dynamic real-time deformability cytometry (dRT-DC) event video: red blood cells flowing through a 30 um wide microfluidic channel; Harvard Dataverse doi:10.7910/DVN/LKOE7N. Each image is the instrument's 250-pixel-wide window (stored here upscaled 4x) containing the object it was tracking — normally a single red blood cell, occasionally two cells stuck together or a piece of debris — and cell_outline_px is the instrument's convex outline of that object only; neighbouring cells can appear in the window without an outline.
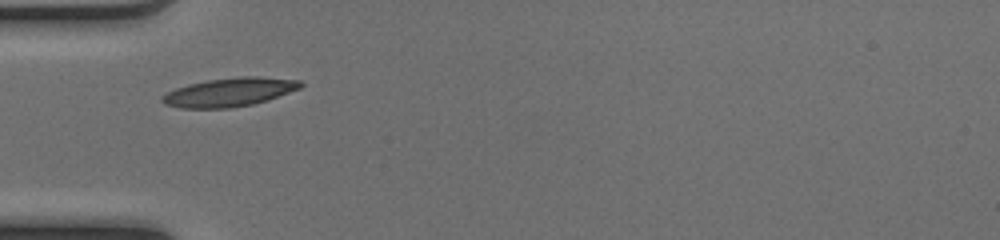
{"species": "common noctule bat (a hibernating species)", "species_latin": "Nyctalus noctula", "temperature_condition": "cold", "stored_images_in_passage": 22, "camera_frame_rate_fps": 3000, "um_per_image_px": 0.085, "animal": {"sex": "female", "body_mass_g": 17.0, "forearm_length_mm": 48.0}, "frame": {"image": 1, "passage_image": 1, "time_ms": 0.0, "image_size_px": [1000, 240], "cell_outline_px": [[304, 84], [300, 88], [252, 104], [228, 108], [180, 108], [164, 104], [160, 100], [160, 96], [176, 88], [188, 84], [208, 80], [240, 76], [256, 76], [300, 80]], "centroid_in_image_um": [19.45, 7.83], "position_along_channel_um": 65.6, "area_um2": 22.89}}
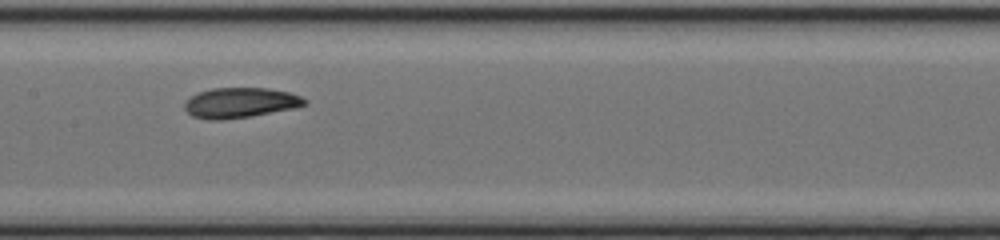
{"frame": {"image": 2, "passage_image": 10, "time_ms": 3.0, "image_size_px": [1000, 240], "cell_outline_px": [[308, 104], [292, 108], [252, 116], [220, 120], [208, 120], [192, 116], [184, 108], [184, 104], [192, 96], [200, 92], [212, 88], [268, 88], [288, 92], [300, 96], [308, 100]], "centroid_in_image_um": [20.43, 8.73], "position_along_channel_um": 187.0, "area_um2": 20.98}}
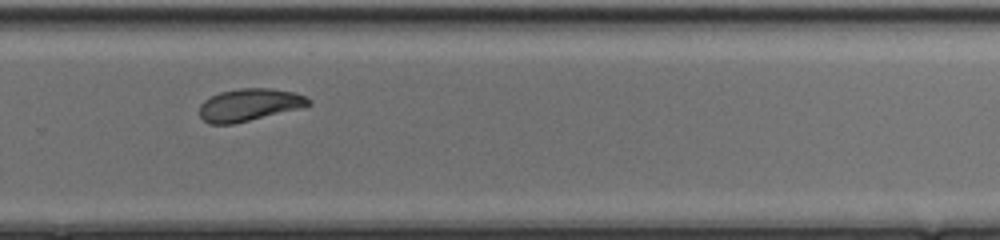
{"frame": {"image": 3, "passage_image": 19, "time_ms": 6.0, "image_size_px": [1000, 240], "cell_outline_px": [[312, 104], [304, 108], [232, 124], [208, 124], [200, 116], [200, 104], [204, 100], [220, 92], [240, 88], [272, 88], [296, 92], [312, 100]], "centroid_in_image_um": [21.24, 8.91], "position_along_channel_um": 308.6, "area_um2": 20.81}}